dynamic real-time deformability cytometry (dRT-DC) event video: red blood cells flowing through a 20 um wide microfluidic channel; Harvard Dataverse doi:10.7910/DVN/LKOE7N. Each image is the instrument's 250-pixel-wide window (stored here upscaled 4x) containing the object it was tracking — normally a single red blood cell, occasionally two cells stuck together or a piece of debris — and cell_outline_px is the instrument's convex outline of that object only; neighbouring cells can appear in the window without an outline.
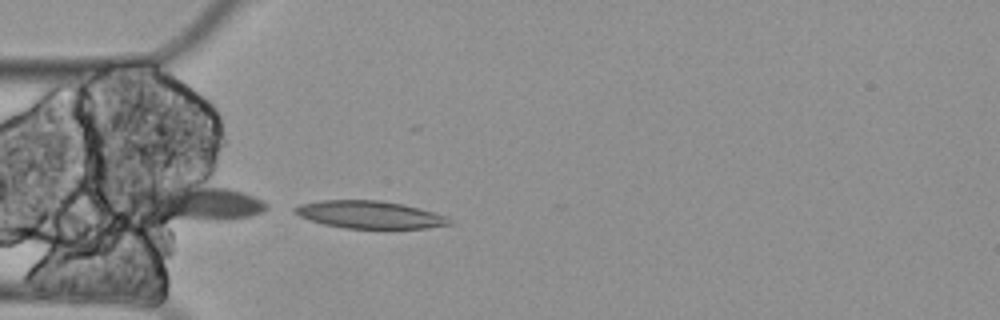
{"species": "Egyptian fruit bat (a non-hibernating species)", "species_latin": "Rousettus aegyptiacus", "temperature_condition": "cold", "stored_images_in_passage": 45, "segment_of_instrument_passage": [1, 2], "camera_frame_rate_fps": 3000, "um_per_image_px": 0.085, "animal": {"sex": "female"}, "frame": {"image": 1, "passage_image": 4, "time_ms": 1.0, "image_size_px": [1000, 320], "cell_outline_px": [[452, 224], [424, 228], [344, 228], [324, 224], [300, 216], [292, 212], [292, 208], [300, 204], [320, 200], [380, 200], [420, 208], [448, 216], [452, 220]], "centroid_in_image_um": [31.42, 18.24], "position_along_channel_um": 53.6, "area_um2": 24.74}}